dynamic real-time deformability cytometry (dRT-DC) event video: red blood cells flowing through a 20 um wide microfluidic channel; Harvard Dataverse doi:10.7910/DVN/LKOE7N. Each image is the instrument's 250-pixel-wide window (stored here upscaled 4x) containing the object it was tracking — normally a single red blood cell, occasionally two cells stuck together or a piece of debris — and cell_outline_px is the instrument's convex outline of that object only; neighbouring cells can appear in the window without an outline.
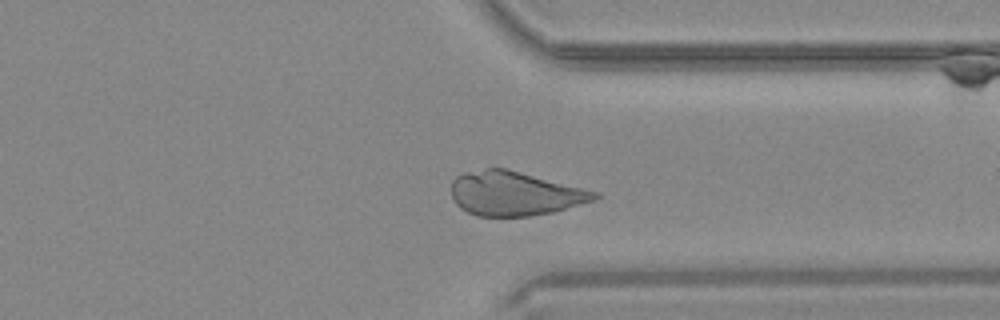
{"species": "common noctule bat (a hibernating species)", "species_latin": "Nyctalus noctula", "temperature_condition": "warm", "stored_images_in_passage": 41, "camera_frame_rate_fps": 3000, "um_per_image_px": 0.085, "animal": {"sex": "male", "body_mass_g": 20.4}, "frame": {"image": 1, "passage_image": 31, "time_ms": 10.0, "image_size_px": [1000, 320], "cell_outline_px": [[600, 196], [596, 200], [552, 212], [528, 216], [476, 216], [460, 208], [456, 204], [452, 196], [452, 180], [456, 176], [464, 172], [484, 168], [504, 168], [600, 192]], "centroid_in_image_um": [43.74, 16.45], "position_along_channel_um": 367.7, "area_um2": 36.82}}